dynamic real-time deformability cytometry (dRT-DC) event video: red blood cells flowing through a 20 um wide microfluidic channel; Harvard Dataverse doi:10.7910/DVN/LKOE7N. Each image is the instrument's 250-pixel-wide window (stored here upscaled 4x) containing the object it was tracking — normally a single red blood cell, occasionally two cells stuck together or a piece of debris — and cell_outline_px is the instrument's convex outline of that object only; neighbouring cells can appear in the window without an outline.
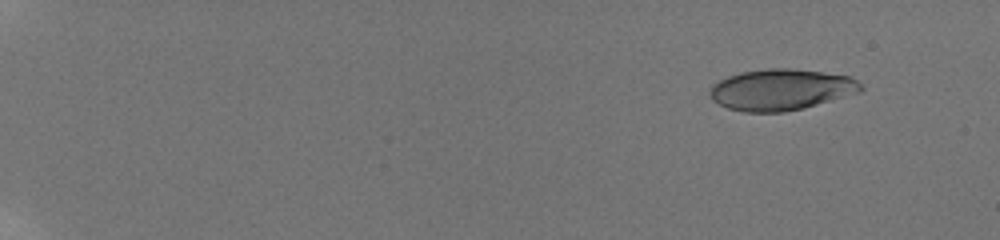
{"species": "human", "species_latin": "Homo sapiens", "temperature_condition": "room temperature", "stored_images_in_passage": 55, "camera_frame_rate_fps": 3000, "um_per_image_px": 0.085, "donor": {"sex": "male"}, "frame": {"image": 1, "passage_image": 5, "time_ms": 1.333, "image_size_px": [1000, 240], "cell_outline_px": [[864, 88], [860, 92], [804, 108], [784, 112], [744, 112], [728, 108], [712, 100], [712, 84], [728, 76], [740, 72], [768, 68], [792, 68], [848, 76], [856, 80]], "centroid_in_image_um": [66.39, 7.62], "position_along_channel_um": 18.6, "area_um2": 35.95}}
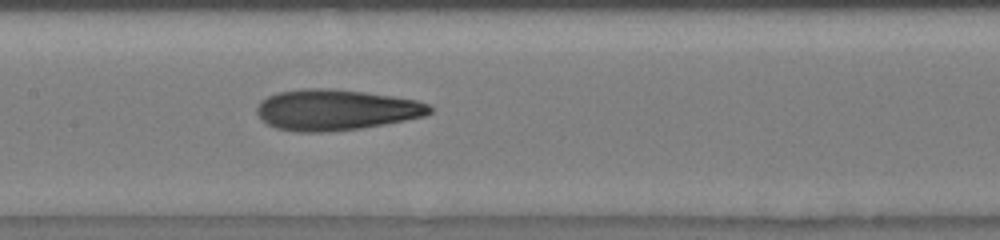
{"frame": {"image": 2, "passage_image": 33, "time_ms": 10.333, "image_size_px": [1000, 240], "cell_outline_px": [[432, 112], [424, 116], [384, 124], [360, 128], [324, 132], [296, 132], [276, 128], [260, 120], [256, 112], [256, 108], [260, 100], [268, 96], [280, 92], [304, 88], [332, 88], [364, 92], [392, 96], [416, 100], [428, 104], [432, 108]], "centroid_in_image_um": [28.5, 9.33], "position_along_channel_um": 178.9, "area_um2": 41.15}}
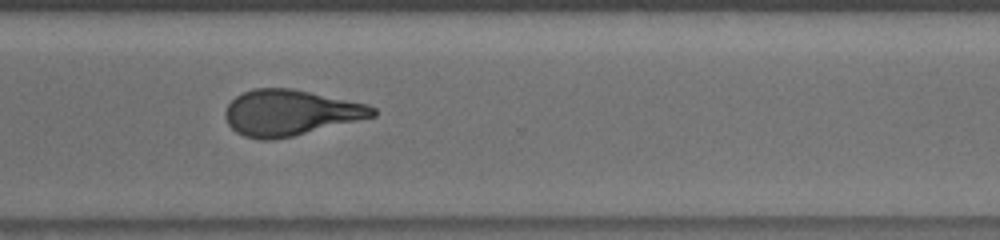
{"frame": {"image": 3, "passage_image": 46, "time_ms": 14.667, "image_size_px": [1000, 240], "cell_outline_px": [[376, 116], [292, 136], [272, 140], [260, 140], [244, 136], [236, 132], [228, 124], [224, 116], [224, 112], [228, 104], [236, 96], [252, 88], [292, 88], [368, 104], [376, 108]], "centroid_in_image_um": [24.65, 9.58], "position_along_channel_um": 345.9, "area_um2": 39.3}, "authors_computed_cell_mechanics": {"area_um2": 38.7838, "velocity_mm_per_s": 3.8692, "shape_relaxation_time_tau1_ms": 4.8807, "shape_relaxation_time_tau2_ms": 2.2473, "deformation_change_tau1": 0.215, "deformation_change_tau2": 0.1194}}